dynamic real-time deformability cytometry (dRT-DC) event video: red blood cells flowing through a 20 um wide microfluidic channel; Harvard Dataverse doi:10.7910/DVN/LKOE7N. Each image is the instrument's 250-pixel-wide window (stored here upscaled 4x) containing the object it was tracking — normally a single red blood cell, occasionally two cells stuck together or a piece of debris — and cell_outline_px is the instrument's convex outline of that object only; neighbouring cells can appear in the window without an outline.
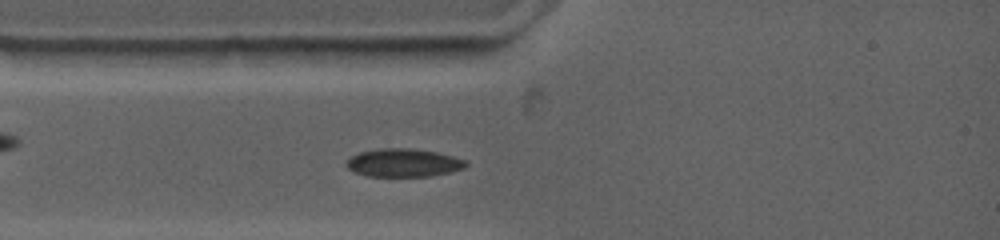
{"species": "common noctule bat (a hibernating species)", "species_latin": "Nyctalus noctula", "temperature_condition": "warm", "stored_images_in_passage": 21, "camera_frame_rate_fps": 4500, "um_per_image_px": 0.085, "animal": {"sex": "female", "body_mass_g": 19.0, "forearm_length_mm": 53.3}, "frame": {"image": 1, "passage_image": 4, "time_ms": 1.556, "image_size_px": [1000, 240], "cell_outline_px": [[468, 164], [464, 168], [452, 172], [428, 176], [368, 176], [356, 172], [348, 168], [344, 164], [352, 156], [360, 152], [380, 148], [408, 148], [436, 152], [452, 156], [464, 160]], "centroid_in_image_um": [34.29, 13.84], "position_along_channel_um": 50.7, "area_um2": 19.42}}
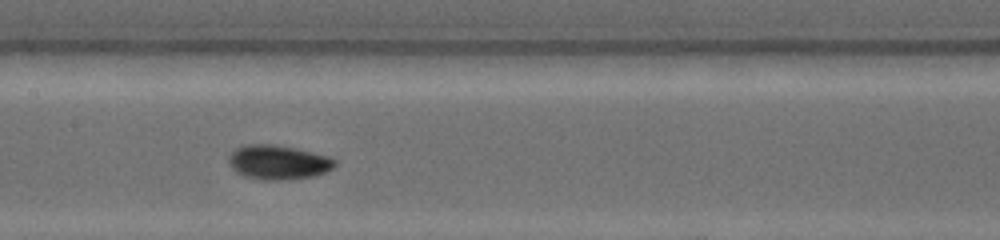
{"frame": {"image": 2, "passage_image": 10, "time_ms": 5.111, "image_size_px": [1000, 240], "cell_outline_px": [[336, 164], [332, 168], [324, 172], [312, 176], [280, 180], [264, 180], [244, 176], [236, 172], [228, 164], [228, 156], [236, 148], [248, 144], [272, 144], [292, 148], [328, 156], [336, 160]], "centroid_in_image_um": [23.6, 13.79], "position_along_channel_um": 183.8, "area_um2": 20.98}}
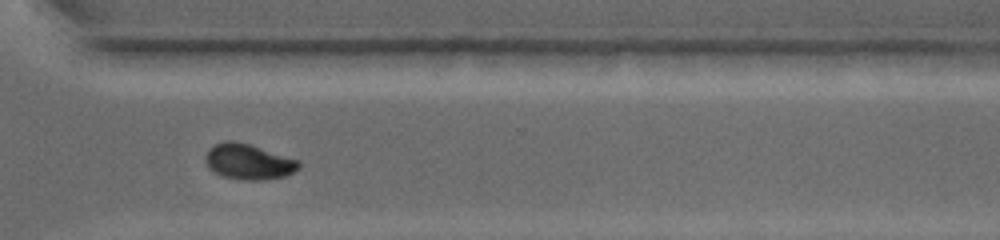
{"frame": {"image": 3, "passage_image": 18, "time_ms": 9.556, "image_size_px": [1000, 240], "cell_outline_px": [[300, 168], [288, 176], [264, 180], [240, 180], [220, 176], [208, 168], [204, 160], [204, 156], [208, 148], [224, 140], [236, 140], [300, 160]], "centroid_in_image_um": [21.11, 13.75], "position_along_channel_um": 349.5, "area_um2": 19.83}, "authors_computed_cell_mechanics": {"area_um2": 19.5942, "velocity_mm_per_s": 3.7298, "shape_relaxation_time_tau1_ms": 5.2899, "shape_relaxation_time_tau2_ms": null, "deformation_change_tau1": 0.156, "deformation_change_tau2": null}}